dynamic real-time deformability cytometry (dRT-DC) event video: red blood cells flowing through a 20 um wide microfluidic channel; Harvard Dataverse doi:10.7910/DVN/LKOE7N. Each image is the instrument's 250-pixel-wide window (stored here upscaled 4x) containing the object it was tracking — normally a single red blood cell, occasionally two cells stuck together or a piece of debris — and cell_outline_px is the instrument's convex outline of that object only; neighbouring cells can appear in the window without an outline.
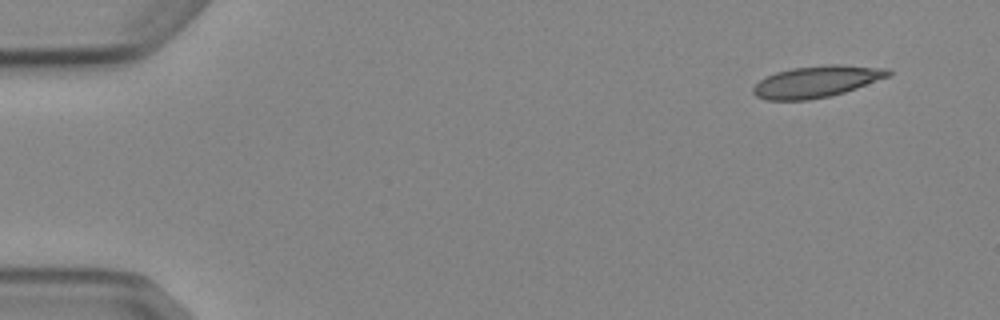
{"species": "Egyptian fruit bat (a non-hibernating species)", "species_latin": "Rousettus aegyptiacus", "temperature_condition": "cold", "stored_images_in_passage": 3, "camera_frame_rate_fps": 3000, "um_per_image_px": 0.085, "animal": {"sex": "female"}, "frame": {"image": 1, "passage_image": 1, "time_ms": 0.0, "image_size_px": [1000, 320], "cell_outline_px": [[892, 72], [888, 76], [856, 88], [844, 92], [828, 96], [808, 100], [764, 100], [756, 96], [752, 92], [752, 88], [760, 80], [776, 72], [792, 68], [824, 64], [840, 64], [888, 68]], "centroid_in_image_um": [69.39, 6.93], "position_along_channel_um": 15.6, "area_um2": 24.8}}